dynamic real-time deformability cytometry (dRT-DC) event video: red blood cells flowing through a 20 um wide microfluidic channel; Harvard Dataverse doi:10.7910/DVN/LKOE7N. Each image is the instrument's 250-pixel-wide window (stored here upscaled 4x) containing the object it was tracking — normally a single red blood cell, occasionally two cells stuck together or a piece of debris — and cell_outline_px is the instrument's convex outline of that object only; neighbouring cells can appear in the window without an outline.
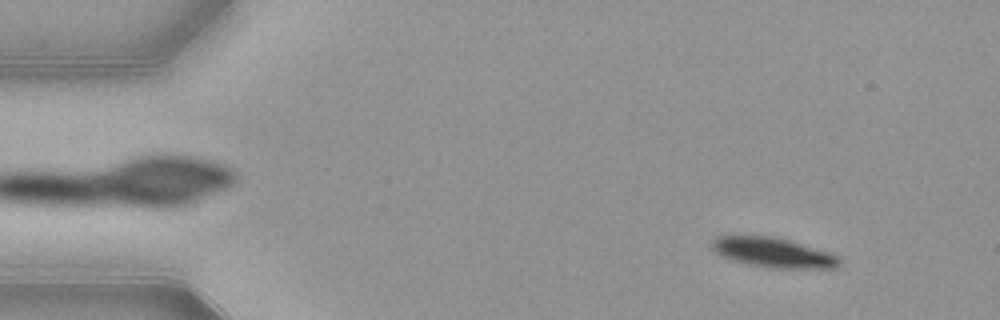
{"species": "common noctule bat (a hibernating species)", "species_latin": "Nyctalus noctula", "temperature_condition": "warm", "stored_images_in_passage": 52, "camera_frame_rate_fps": 3000, "um_per_image_px": 0.085, "animal": {"sex": "female", "body_mass_g": 21.9}, "frame": {"image": 1, "passage_image": 5, "time_ms": 1.333, "image_size_px": [1000, 320], "cell_outline_px": [[840, 264], [836, 268], [768, 268], [748, 264], [732, 260], [720, 256], [712, 248], [712, 240], [716, 236], [772, 236], [792, 240], [832, 252], [840, 260]], "centroid_in_image_um": [65.74, 21.46], "position_along_channel_um": 19.3, "area_um2": 22.37}}
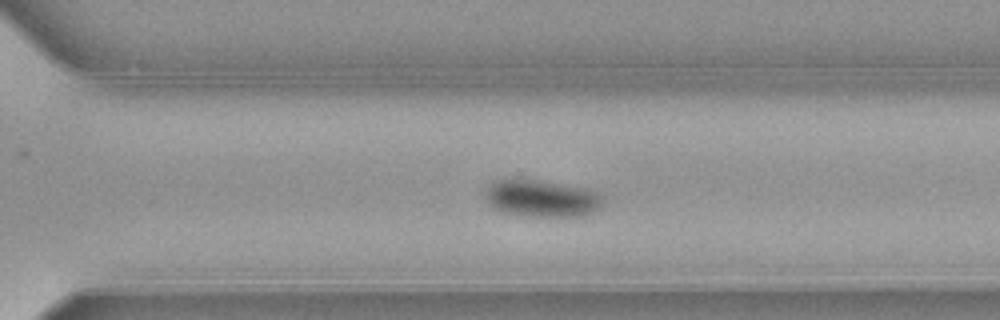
{"frame": {"image": 2, "passage_image": 36, "time_ms": 11.667, "image_size_px": [1000, 320], "cell_outline_px": [[604, 200], [600, 208], [584, 216], [524, 216], [500, 212], [488, 204], [484, 196], [484, 192], [496, 180], [520, 176], [588, 188], [600, 192], [604, 196]], "centroid_in_image_um": [46.04, 16.83], "position_along_channel_um": 324.6, "area_um2": 26.47}}
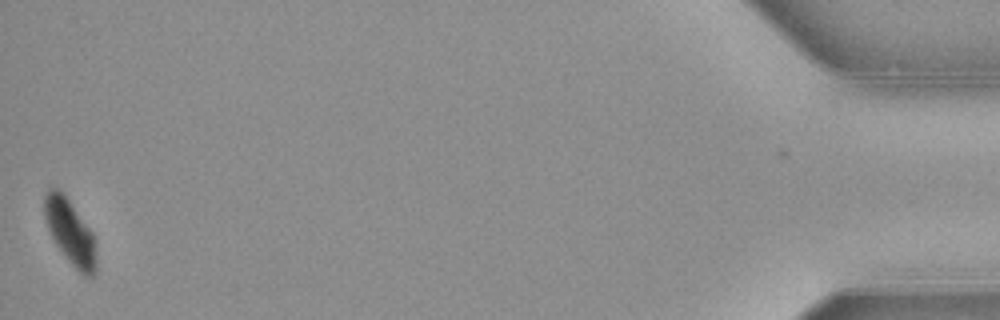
{"frame": {"image": 3, "passage_image": 52, "time_ms": 17.0, "image_size_px": [1000, 320], "cell_outline_px": [[96, 272], [92, 276], [84, 276], [68, 260], [56, 244], [48, 228], [44, 216], [44, 196], [48, 188], [60, 188], [92, 232], [96, 260]], "centroid_in_image_um": [5.94, 19.69], "position_along_channel_um": 429.3, "area_um2": 19.25}, "authors_computed_cell_mechanics": {"area_um2": 25.2586, "velocity_mm_per_s": 3.8551, "shape_relaxation_time_tau1_ms": 2.8403, "shape_relaxation_time_tau2_ms": 7.5107, "deformation_change_tau1": 0.1143, "deformation_change_tau2": 0.0299}}